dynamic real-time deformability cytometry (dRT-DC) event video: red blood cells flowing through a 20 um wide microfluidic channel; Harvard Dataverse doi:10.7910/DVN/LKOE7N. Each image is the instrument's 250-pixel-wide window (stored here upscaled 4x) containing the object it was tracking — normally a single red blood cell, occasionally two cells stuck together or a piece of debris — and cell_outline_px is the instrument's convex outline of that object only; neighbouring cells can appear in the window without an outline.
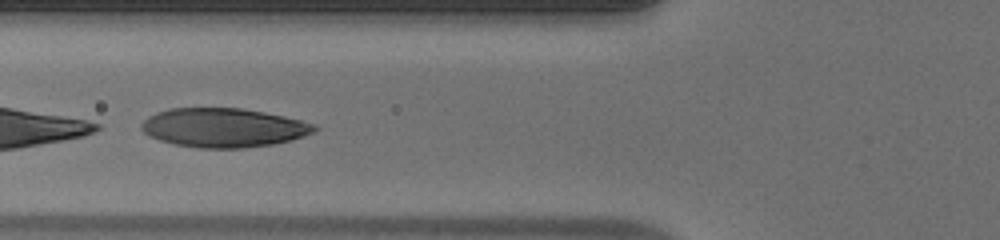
{"species": "human", "species_latin": "Homo sapiens", "temperature_condition": "warm", "stored_images_in_passage": 34, "camera_frame_rate_fps": 3000, "um_per_image_px": 0.085, "donor": {"sex": "male"}, "frame": {"image": 1, "passage_image": 6, "time_ms": 1.667, "image_size_px": [1000, 240], "cell_outline_px": [[320, 128], [304, 136], [292, 140], [272, 144], [244, 148], [200, 148], [176, 144], [160, 140], [144, 132], [140, 128], [140, 124], [148, 116], [156, 112], [168, 108], [240, 108], [264, 112], [284, 116], [316, 124]], "centroid_in_image_um": [19.01, 10.84], "position_along_channel_um": 106.8, "area_um2": 39.36}, "authors_computed_cell_mechanics": {"area_um2": 39.3907, "velocity_mm_per_s": 4.1176, "shape_relaxation_time_tau1_ms": 1.0965, "shape_relaxation_time_tau2_ms": 0.8868, "deformation_change_tau1": 0.3246, "deformation_change_tau2": 0.0545}}